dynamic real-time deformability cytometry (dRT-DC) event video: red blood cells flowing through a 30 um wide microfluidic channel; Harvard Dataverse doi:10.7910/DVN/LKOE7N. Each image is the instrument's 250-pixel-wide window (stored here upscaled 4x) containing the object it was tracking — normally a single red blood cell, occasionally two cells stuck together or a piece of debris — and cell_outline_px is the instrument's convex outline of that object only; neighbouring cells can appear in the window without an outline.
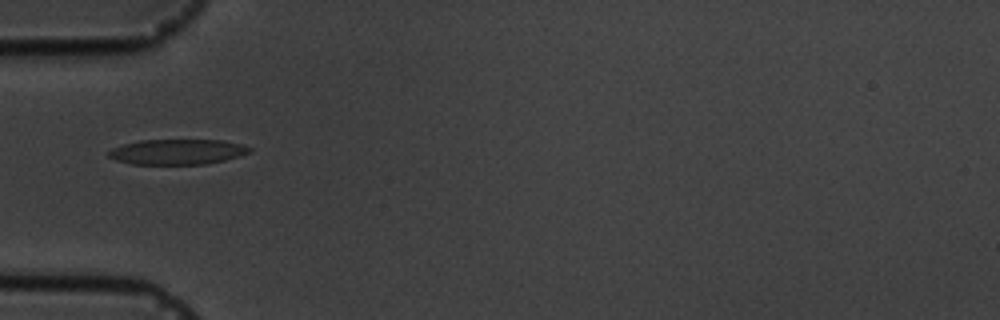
{"species": "common noctule bat (a hibernating species)", "species_latin": "Nyctalus noctula", "temperature_condition": "cold", "stored_images_in_passage": 16, "camera_frame_rate_fps": 3000, "um_per_image_px": 0.085, "animal": {"sex": "male", "body_mass_g": 19.5, "forearm_length_mm": 54.6}, "frame": {"image": 1, "passage_image": 5, "time_ms": 5.333, "image_size_px": [1000, 320], "cell_outline_px": [[252, 152], [240, 156], [224, 160], [204, 164], [132, 164], [116, 160], [108, 156], [108, 152], [112, 148], [124, 144], [140, 140], [224, 140], [240, 144], [252, 148]], "centroid_in_image_um": [15.09, 12.9], "position_along_channel_um": 69.9, "area_um2": 20.75}}
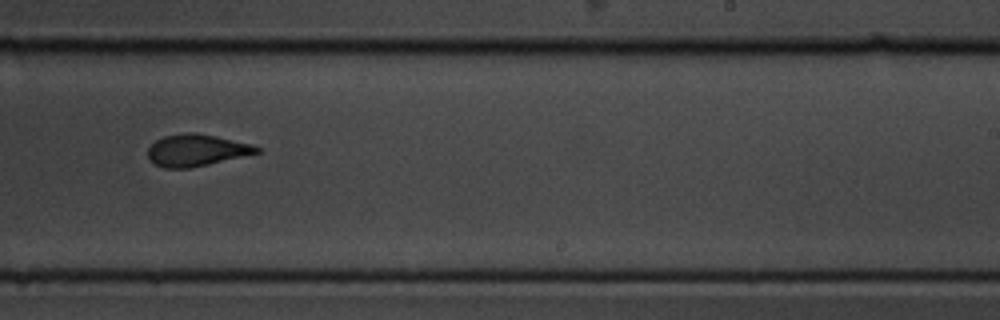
{"frame": {"image": 2, "passage_image": 10, "time_ms": 11.0, "image_size_px": [1000, 320], "cell_outline_px": [[260, 152], [192, 168], [164, 168], [148, 160], [148, 148], [156, 140], [164, 136], [188, 132], [196, 132], [216, 136], [252, 144], [260, 148]], "centroid_in_image_um": [16.68, 12.77], "position_along_channel_um": 272.3, "area_um2": 20.17}}
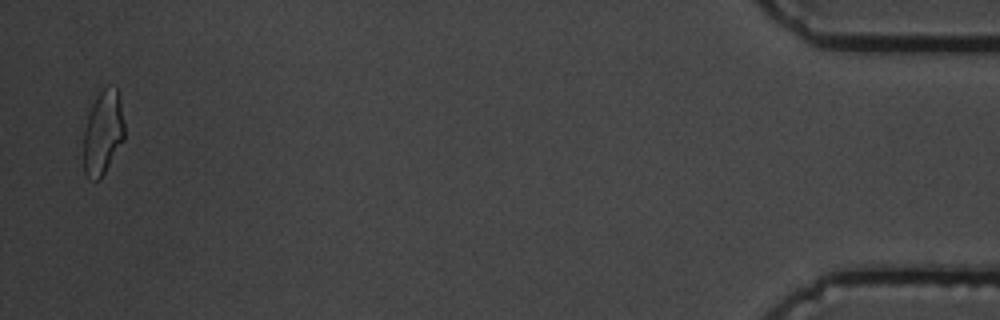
{"frame": {"image": 3, "passage_image": 16, "time_ms": 17.667, "image_size_px": [1000, 320], "cell_outline_px": [[124, 140], [104, 172], [96, 180], [88, 176], [84, 172], [84, 128], [88, 100], [100, 88], [116, 88], [120, 100], [124, 120]], "centroid_in_image_um": [8.71, 11.14], "position_along_channel_um": 426.5, "area_um2": 20.52}, "authors_computed_cell_mechanics": {"area_um2": 20.8658, "velocity_mm_per_s": 3.5864, "shape_relaxation_time_tau1_ms": 3.3549, "shape_relaxation_time_tau2_ms": 1.1461, "deformation_change_tau1": 0.1166, "deformation_change_tau2": 0.0496}}